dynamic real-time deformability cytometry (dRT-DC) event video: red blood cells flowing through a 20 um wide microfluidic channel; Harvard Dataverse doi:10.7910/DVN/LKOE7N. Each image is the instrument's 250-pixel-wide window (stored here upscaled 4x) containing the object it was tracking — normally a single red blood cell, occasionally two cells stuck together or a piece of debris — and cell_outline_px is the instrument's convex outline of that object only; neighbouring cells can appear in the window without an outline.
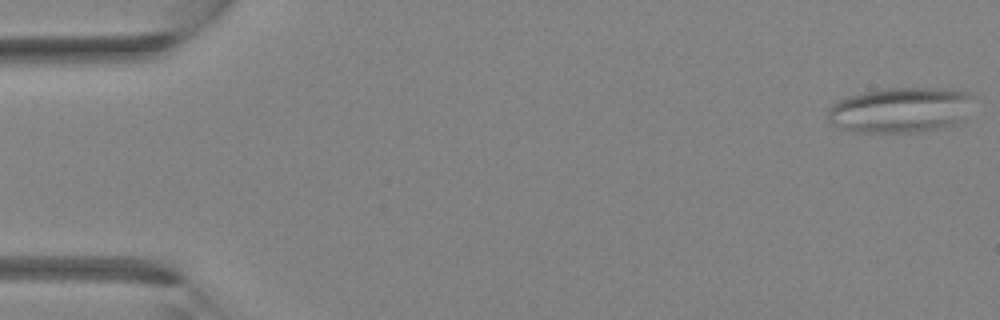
{"species": "Egyptian fruit bat (a non-hibernating species)", "species_latin": "Rousettus aegyptiacus", "temperature_condition": "room temperature", "stored_images_in_passage": 3, "camera_frame_rate_fps": 3000, "um_per_image_px": 0.085, "animal": {"sex": "female"}, "frame": {"image": 1, "passage_image": 1, "time_ms": 0.0, "image_size_px": [1000, 320], "cell_outline_px": [[976, 96], [964, 120], [956, 124], [940, 128], [916, 132], [852, 132], [840, 128], [828, 120], [828, 108], [832, 104], [848, 96], [864, 92], [884, 88], [948, 88], [968, 92]], "centroid_in_image_um": [76.59, 9.34], "position_along_channel_um": 8.4, "area_um2": 38.96}}